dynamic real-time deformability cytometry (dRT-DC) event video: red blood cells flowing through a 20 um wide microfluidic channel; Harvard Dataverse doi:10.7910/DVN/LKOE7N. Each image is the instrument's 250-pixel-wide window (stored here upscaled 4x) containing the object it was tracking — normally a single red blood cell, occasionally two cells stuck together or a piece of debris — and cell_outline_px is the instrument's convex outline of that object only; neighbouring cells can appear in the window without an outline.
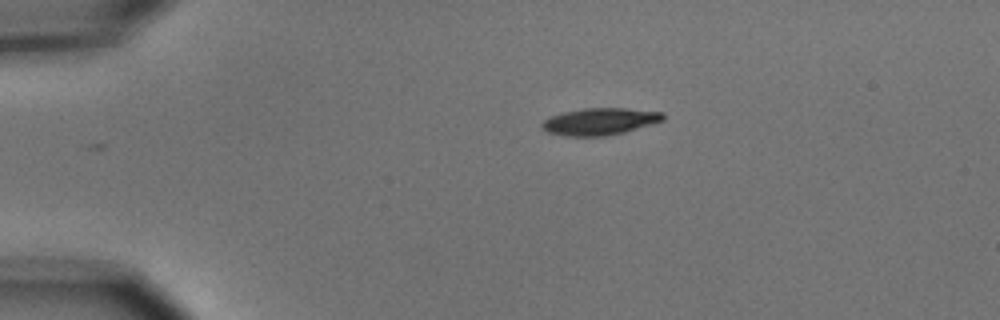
{"species": "common noctule bat (a hibernating species)", "species_latin": "Nyctalus noctula", "temperature_condition": "cold", "stored_images_in_passage": 4, "camera_frame_rate_fps": 3000, "um_per_image_px": 0.085, "animal": {"sex": "male", "body_mass_g": 15.6}, "frame": {"image": 1, "passage_image": 1, "time_ms": 0.0, "image_size_px": [1000, 320], "cell_outline_px": [[664, 120], [624, 132], [604, 136], [564, 136], [548, 132], [540, 128], [540, 124], [548, 116], [564, 112], [584, 108], [624, 108], [664, 112]], "centroid_in_image_um": [50.94, 10.32], "position_along_channel_um": 34.1, "area_um2": 19.07}}
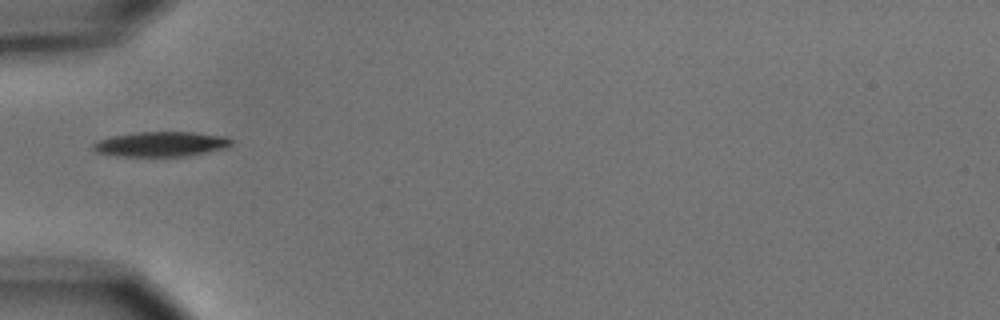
{"frame": {"image": 2, "passage_image": 3, "time_ms": 2.333, "image_size_px": [1000, 320], "cell_outline_px": [[232, 144], [228, 148], [208, 152], [184, 156], [116, 156], [96, 152], [92, 148], [92, 144], [100, 140], [112, 136], [136, 132], [192, 132], [228, 136], [232, 140]], "centroid_in_image_um": [13.72, 12.25], "position_along_channel_um": 71.3, "area_um2": 20.17}}
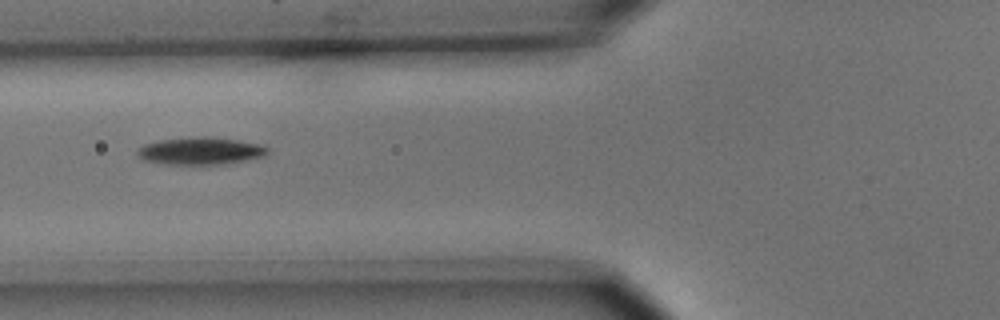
{"frame": {"image": 3, "passage_image": 4, "time_ms": 3.333, "image_size_px": [1000, 320], "cell_outline_px": [[268, 152], [264, 156], [248, 160], [228, 164], [168, 164], [144, 160], [136, 152], [144, 144], [160, 140], [204, 136], [212, 136], [264, 144], [268, 148]], "centroid_in_image_um": [17.12, 12.82], "position_along_channel_um": 108.7, "area_um2": 20.81}}